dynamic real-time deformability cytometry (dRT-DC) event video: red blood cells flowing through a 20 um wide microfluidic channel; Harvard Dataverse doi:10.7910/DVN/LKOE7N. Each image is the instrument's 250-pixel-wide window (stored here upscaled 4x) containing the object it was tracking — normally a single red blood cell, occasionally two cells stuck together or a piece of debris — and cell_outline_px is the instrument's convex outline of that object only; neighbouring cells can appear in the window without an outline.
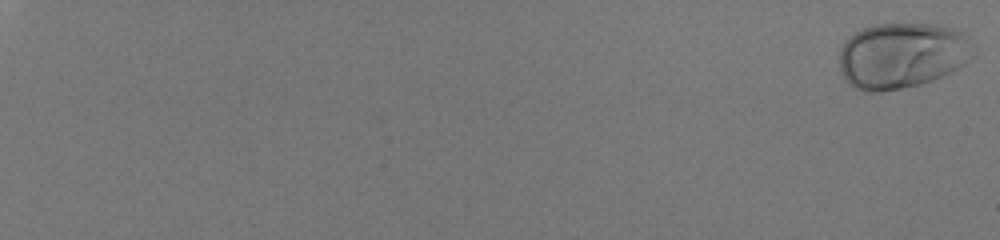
{"species": "human", "species_latin": "Homo sapiens", "temperature_condition": "room temperature", "stored_images_in_passage": 57, "camera_frame_rate_fps": 3000, "um_per_image_px": 0.085, "donor": {"sex": "male"}, "frame": {"image": 1, "passage_image": 1, "time_ms": 0.0, "image_size_px": [1000, 240], "cell_outline_px": [[964, 64], [932, 80], [920, 84], [880, 92], [864, 92], [856, 88], [844, 80], [840, 68], [840, 48], [844, 40], [856, 32], [864, 28], [876, 24], [940, 24], [952, 28], [960, 32], [964, 60]], "centroid_in_image_um": [76.45, 4.73], "position_along_channel_um": 8.6, "area_um2": 49.65}}
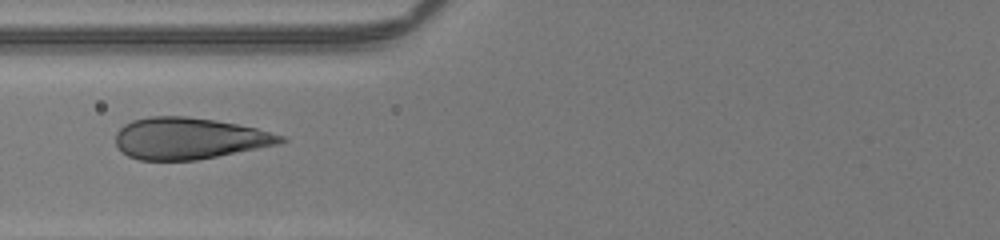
{"frame": {"image": 2, "passage_image": 30, "time_ms": 9.667, "image_size_px": [1000, 240], "cell_outline_px": [[288, 140], [280, 144], [196, 160], [140, 160], [128, 156], [116, 144], [116, 132], [124, 124], [132, 120], [148, 116], [188, 116], [216, 120], [256, 128], [284, 136]], "centroid_in_image_um": [16.08, 11.75], "position_along_channel_um": 109.7, "area_um2": 39.88}}
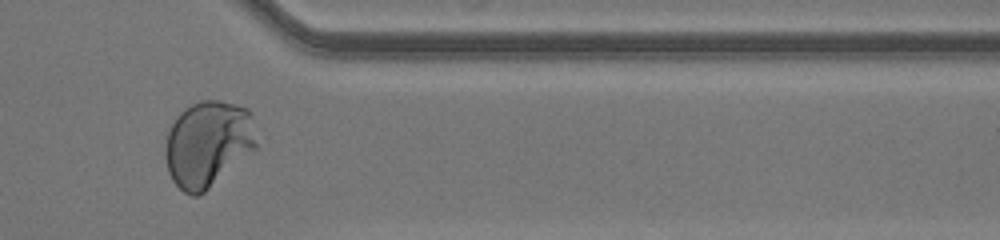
{"frame": {"image": 3, "passage_image": 51, "time_ms": 16.667, "image_size_px": [1000, 240], "cell_outline_px": [[256, 148], [204, 192], [196, 196], [192, 196], [184, 192], [172, 180], [168, 172], [164, 156], [164, 144], [168, 128], [176, 116], [184, 108], [200, 100], [220, 100], [248, 108], [252, 112], [256, 144]], "centroid_in_image_um": [17.64, 12.2], "position_along_channel_um": 393.8, "area_um2": 46.07}, "authors_computed_cell_mechanics": {"area_um2": 42.8876, "velocity_mm_per_s": 4.0757, "shape_relaxation_time_tau1_ms": 3.4287, "shape_relaxation_time_tau2_ms": null, "deformation_change_tau1": 0.1893, "deformation_change_tau2": null}}